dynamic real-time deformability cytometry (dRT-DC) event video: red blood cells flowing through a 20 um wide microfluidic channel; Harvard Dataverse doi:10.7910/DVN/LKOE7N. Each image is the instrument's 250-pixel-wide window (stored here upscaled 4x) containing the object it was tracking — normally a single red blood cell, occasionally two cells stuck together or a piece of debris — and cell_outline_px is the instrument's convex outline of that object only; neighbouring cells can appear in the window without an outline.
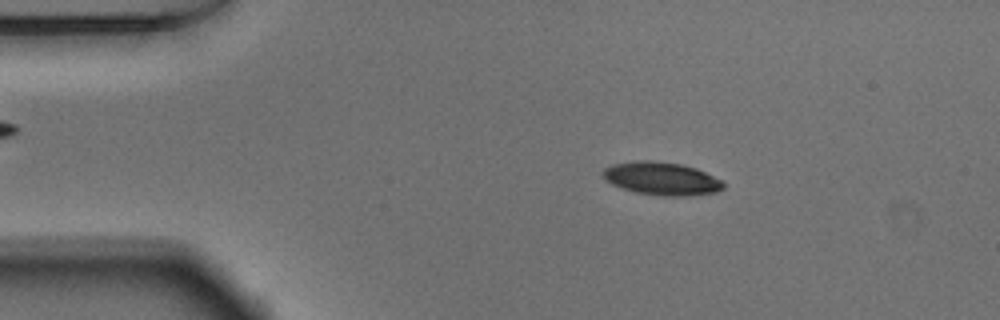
{"species": "Egyptian fruit bat (a non-hibernating species)", "species_latin": "Rousettus aegyptiacus", "temperature_condition": "warm", "stored_images_in_passage": 51, "camera_frame_rate_fps": 3000, "um_per_image_px": 0.085, "animal": {"sex": "male"}, "frame": {"image": 1, "passage_image": 8, "time_ms": 2.333, "image_size_px": [1000, 320], "cell_outline_px": [[724, 188], [716, 192], [684, 196], [664, 196], [636, 192], [612, 184], [604, 180], [604, 168], [612, 164], [632, 160], [652, 160], [680, 164], [696, 168], [724, 180]], "centroid_in_image_um": [56.25, 15.16], "position_along_channel_um": 28.7, "area_um2": 23.24}}
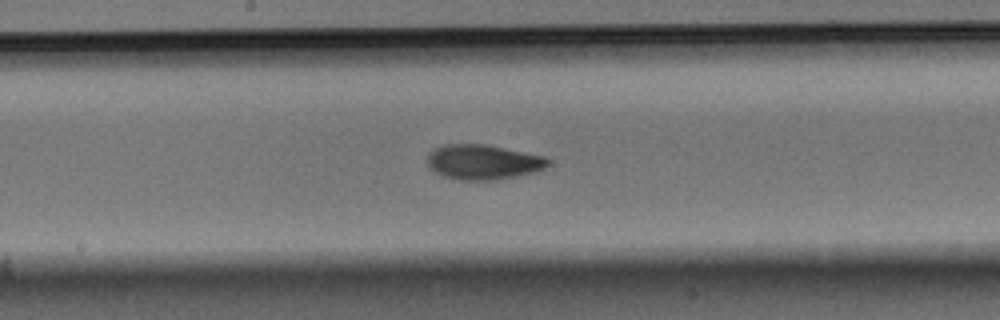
{"frame": {"image": 2, "passage_image": 26, "time_ms": 8.333, "image_size_px": [1000, 320], "cell_outline_px": [[552, 160], [544, 168], [536, 172], [496, 180], [456, 180], [440, 176], [428, 168], [428, 152], [432, 148], [444, 144], [484, 144], [544, 156]], "centroid_in_image_um": [41.01, 13.78], "position_along_channel_um": 207.2, "area_um2": 24.91}}
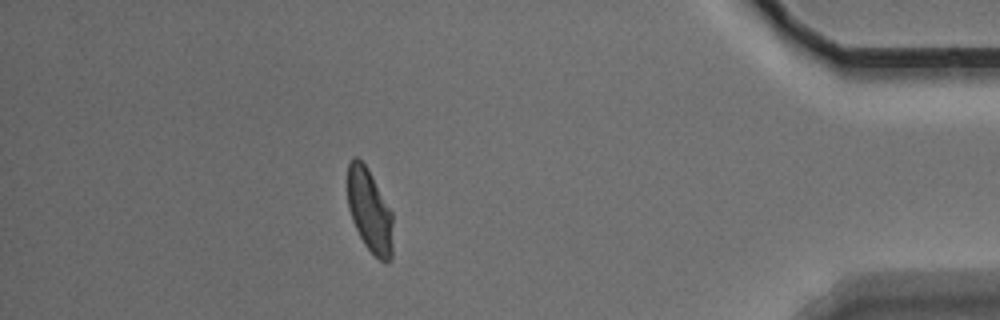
{"frame": {"image": 3, "passage_image": 45, "time_ms": 14.667, "image_size_px": [1000, 320], "cell_outline_px": [[392, 260], [384, 264], [364, 244], [352, 220], [348, 208], [348, 164], [352, 156], [356, 156], [368, 168], [392, 212]], "centroid_in_image_um": [31.42, 17.91], "position_along_channel_um": 403.8, "area_um2": 22.02}, "authors_computed_cell_mechanics": {"area_um2": 23.5246, "velocity_mm_per_s": 3.836, "shape_relaxation_time_tau1_ms": 3.2065, "shape_relaxation_time_tau2_ms": 2.6198, "deformation_change_tau1": 0.1449, "deformation_change_tau2": 0.0645}}